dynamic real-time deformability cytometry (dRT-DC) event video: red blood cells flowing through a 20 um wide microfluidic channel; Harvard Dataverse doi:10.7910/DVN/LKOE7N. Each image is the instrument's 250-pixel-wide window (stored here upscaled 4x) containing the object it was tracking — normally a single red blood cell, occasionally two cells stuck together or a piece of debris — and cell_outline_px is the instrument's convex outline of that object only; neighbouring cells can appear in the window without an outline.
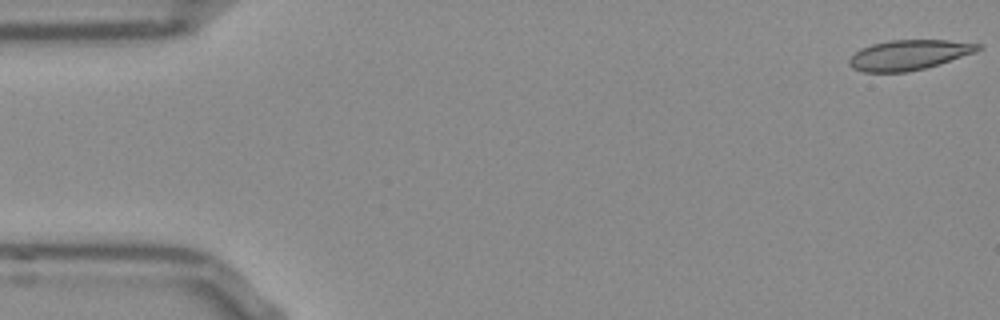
{"species": "Egyptian fruit bat (a non-hibernating species)", "species_latin": "Rousettus aegyptiacus", "temperature_condition": "room temperature", "stored_images_in_passage": 53, "camera_frame_rate_fps": 3000, "um_per_image_px": 0.085, "frame": {"image": 1, "passage_image": 1, "time_ms": 0.0, "image_size_px": [1000, 320], "cell_outline_px": [[984, 48], [976, 52], [940, 64], [908, 72], [864, 72], [852, 68], [848, 64], [848, 60], [860, 48], [872, 44], [888, 40], [948, 40], [984, 44]], "centroid_in_image_um": [77.29, 4.66], "position_along_channel_um": 7.7, "area_um2": 22.77}}
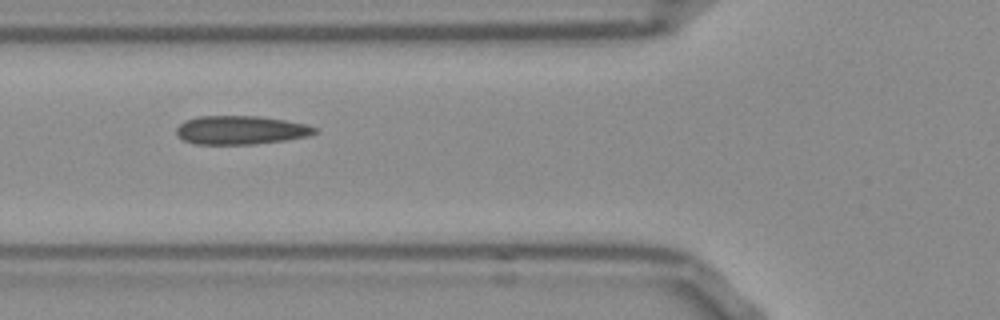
{"frame": {"image": 2, "passage_image": 19, "time_ms": 6.0, "image_size_px": [1000, 320], "cell_outline_px": [[320, 132], [308, 136], [284, 140], [256, 144], [196, 144], [184, 140], [176, 132], [176, 128], [184, 120], [196, 116], [260, 116], [308, 124], [320, 128]], "centroid_in_image_um": [20.52, 11.05], "position_along_channel_um": 105.3, "area_um2": 23.29}}
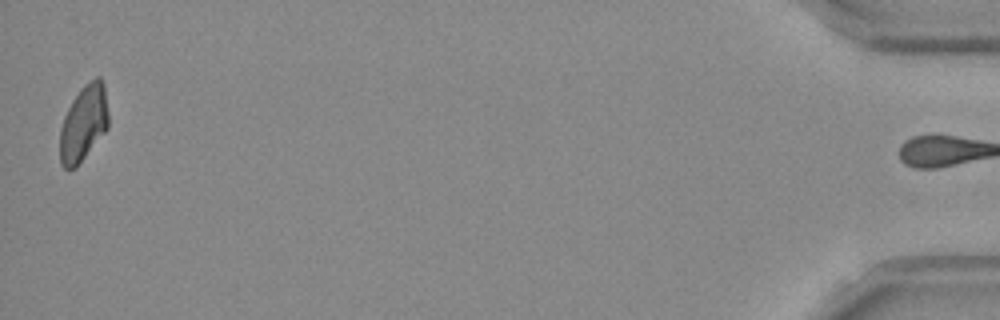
{"frame": {"image": 3, "passage_image": 52, "time_ms": 17.0, "image_size_px": [1000, 320], "cell_outline_px": [[108, 128], [76, 168], [64, 168], [60, 164], [60, 128], [64, 116], [72, 100], [80, 88], [84, 84], [96, 76], [100, 76], [104, 84], [108, 112]], "centroid_in_image_um": [7.1, 10.46], "position_along_channel_um": 428.1, "area_um2": 21.62}, "authors_computed_cell_mechanics": {"area_um2": 22.7154, "velocity_mm_per_s": 3.8321, "shape_relaxation_time_tau1_ms": null, "shape_relaxation_time_tau2_ms": 5.6693, "deformation_change_tau1": null, "deformation_change_tau2": 0.0914}}